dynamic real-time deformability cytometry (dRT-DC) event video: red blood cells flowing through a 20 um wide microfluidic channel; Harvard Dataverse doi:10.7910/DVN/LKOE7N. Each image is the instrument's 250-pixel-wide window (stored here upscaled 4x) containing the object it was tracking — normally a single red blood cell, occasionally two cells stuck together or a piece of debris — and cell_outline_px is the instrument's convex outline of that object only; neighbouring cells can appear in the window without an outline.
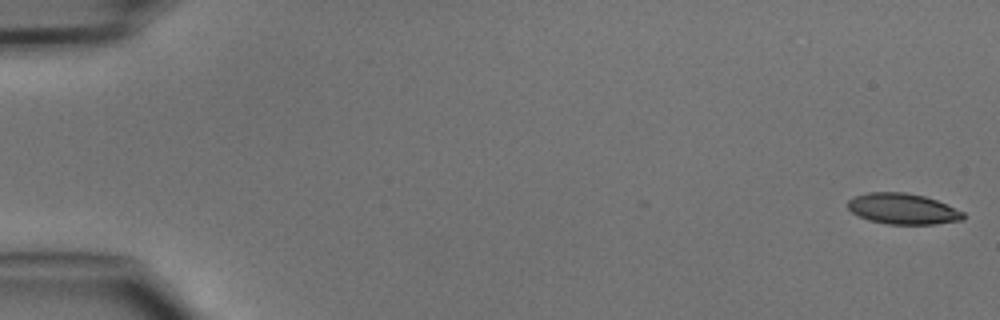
{"species": "common noctule bat (a hibernating species)", "species_latin": "Nyctalus noctula", "temperature_condition": "cold", "stored_images_in_passage": 49, "segment_of_instrument_passage": [1, 2], "camera_frame_rate_fps": 3000, "um_per_image_px": 0.085, "animal": {"sex": "male", "body_mass_g": 15.6}, "frame": {"image": 1, "passage_image": 1, "time_ms": 0.0, "image_size_px": [1000, 320], "cell_outline_px": [[964, 220], [936, 224], [888, 224], [868, 220], [852, 212], [848, 208], [848, 200], [856, 196], [868, 192], [904, 192], [924, 196], [936, 200], [964, 212]], "centroid_in_image_um": [76.75, 17.75], "position_along_channel_um": 8.3, "area_um2": 20.63}}
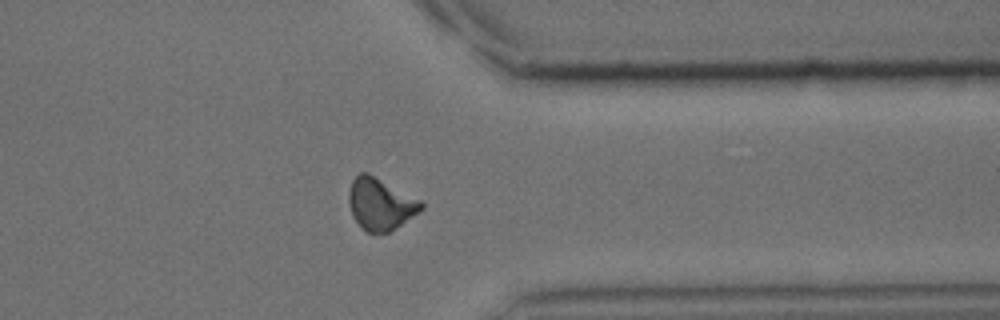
{"frame": {"image": 2, "passage_image": 38, "time_ms": 12.333, "image_size_px": [1000, 320], "cell_outline_px": [[424, 208], [420, 212], [392, 232], [368, 232], [352, 216], [348, 204], [348, 192], [352, 180], [360, 172], [368, 172], [420, 200], [424, 204]], "centroid_in_image_um": [32.34, 17.34], "position_along_channel_um": 379.1, "area_um2": 21.96}}
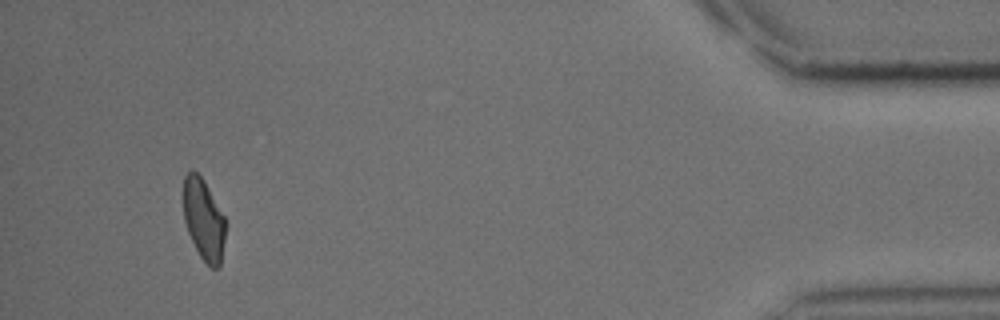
{"frame": {"image": 3, "passage_image": 45, "time_ms": 14.667, "image_size_px": [1000, 320], "cell_outline_px": [[228, 224], [220, 268], [212, 268], [200, 256], [188, 232], [184, 220], [184, 176], [192, 168], [204, 180], [228, 220]], "centroid_in_image_um": [17.37, 18.66], "position_along_channel_um": 417.8, "area_um2": 20.4}}